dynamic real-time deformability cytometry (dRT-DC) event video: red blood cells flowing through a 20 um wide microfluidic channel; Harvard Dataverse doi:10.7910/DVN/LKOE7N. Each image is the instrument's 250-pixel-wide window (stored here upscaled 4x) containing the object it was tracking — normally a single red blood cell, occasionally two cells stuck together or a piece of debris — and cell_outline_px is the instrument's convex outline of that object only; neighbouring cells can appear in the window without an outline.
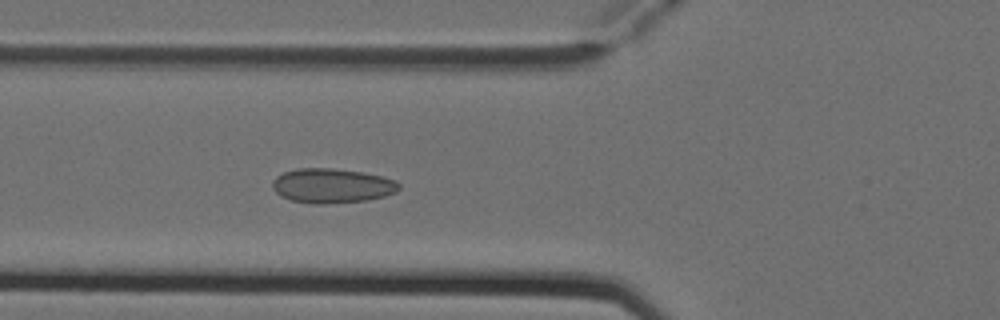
{"species": "Egyptian fruit bat (a non-hibernating species)", "species_latin": "Rousettus aegyptiacus", "temperature_condition": "cold", "stored_images_in_passage": 6, "camera_frame_rate_fps": 3000, "um_per_image_px": 0.085, "animal": {"sex": "female"}, "frame": {"image": 1, "passage_image": 6, "time_ms": 1.667, "image_size_px": [1000, 320], "cell_outline_px": [[400, 188], [396, 192], [384, 196], [368, 200], [324, 204], [312, 204], [292, 200], [280, 196], [272, 188], [272, 180], [276, 176], [284, 172], [296, 168], [332, 168], [364, 172], [396, 180], [400, 184]], "centroid_in_image_um": [28.21, 15.78], "position_along_channel_um": 97.6, "area_um2": 25.66}}